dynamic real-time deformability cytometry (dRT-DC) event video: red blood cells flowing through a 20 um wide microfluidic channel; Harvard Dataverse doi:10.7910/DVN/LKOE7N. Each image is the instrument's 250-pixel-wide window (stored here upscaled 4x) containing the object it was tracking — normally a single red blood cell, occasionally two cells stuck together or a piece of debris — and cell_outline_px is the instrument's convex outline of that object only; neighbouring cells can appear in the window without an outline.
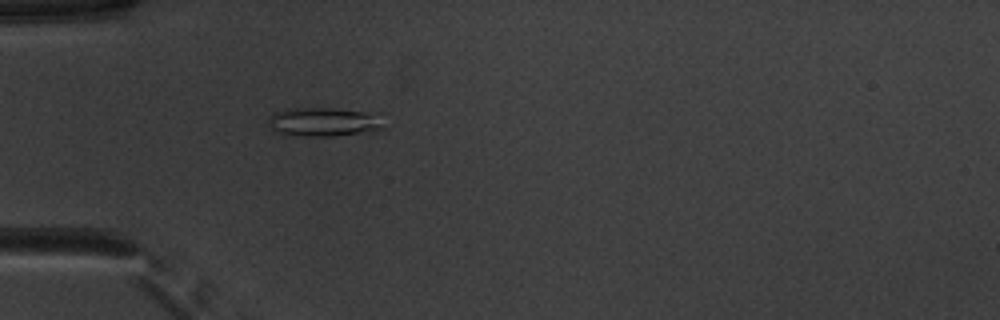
{"species": "common noctule bat (a hibernating species)", "species_latin": "Nyctalus noctula", "temperature_condition": "warm", "stored_images_in_passage": 36, "camera_frame_rate_fps": 3000, "um_per_image_px": 0.085, "animal": {"sex": "male", "body_mass_g": 20.1, "forearm_length_mm": 53.5}, "frame": {"image": 1, "passage_image": 1, "time_ms": 0.0, "image_size_px": [1000, 320], "cell_outline_px": [[384, 128], [332, 136], [304, 136], [280, 132], [272, 128], [268, 124], [268, 116], [276, 112], [288, 108], [336, 108], [380, 112]], "centroid_in_image_um": [27.57, 10.32], "position_along_channel_um": 57.4, "area_um2": 19.48}}
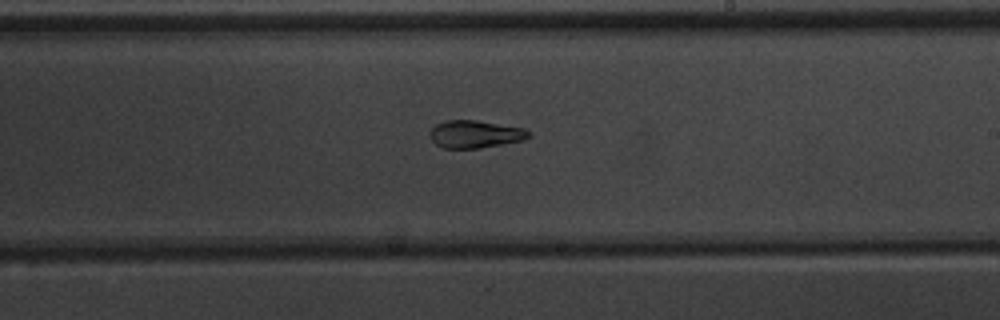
{"frame": {"image": 2, "passage_image": 16, "time_ms": 5.0, "image_size_px": [1000, 320], "cell_outline_px": [[532, 136], [524, 140], [480, 148], [444, 148], [436, 144], [432, 140], [432, 128], [436, 124], [444, 120], [476, 120], [524, 128]], "centroid_in_image_um": [40.41, 11.4], "position_along_channel_um": 248.6, "area_um2": 15.72}}
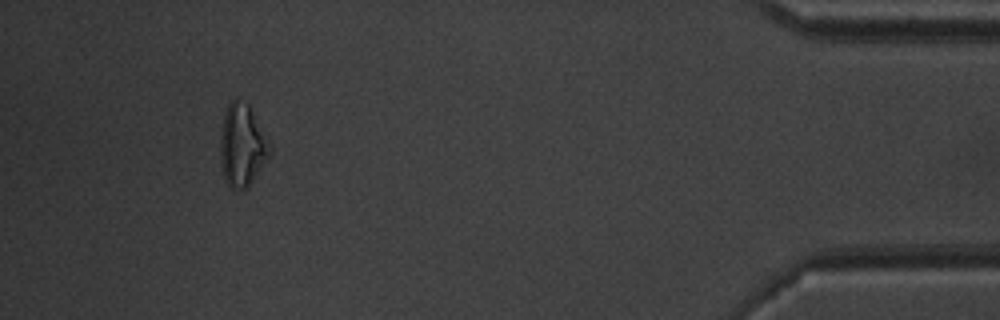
{"frame": {"image": 3, "passage_image": 33, "time_ms": 10.667, "image_size_px": [1000, 320], "cell_outline_px": [[272, 152], [252, 180], [244, 188], [232, 188], [224, 180], [220, 164], [220, 140], [224, 116], [228, 104], [236, 96], [248, 104], [272, 148]], "centroid_in_image_um": [20.56, 12.33], "position_along_channel_um": 414.6, "area_um2": 23.35}, "authors_computed_cell_mechanics": {"area_um2": 16.6464, "velocity_mm_per_s": 3.9703, "shape_relaxation_time_tau1_ms": null, "shape_relaxation_time_tau2_ms": 1.6019, "deformation_change_tau1": null, "deformation_change_tau2": 0.053}}